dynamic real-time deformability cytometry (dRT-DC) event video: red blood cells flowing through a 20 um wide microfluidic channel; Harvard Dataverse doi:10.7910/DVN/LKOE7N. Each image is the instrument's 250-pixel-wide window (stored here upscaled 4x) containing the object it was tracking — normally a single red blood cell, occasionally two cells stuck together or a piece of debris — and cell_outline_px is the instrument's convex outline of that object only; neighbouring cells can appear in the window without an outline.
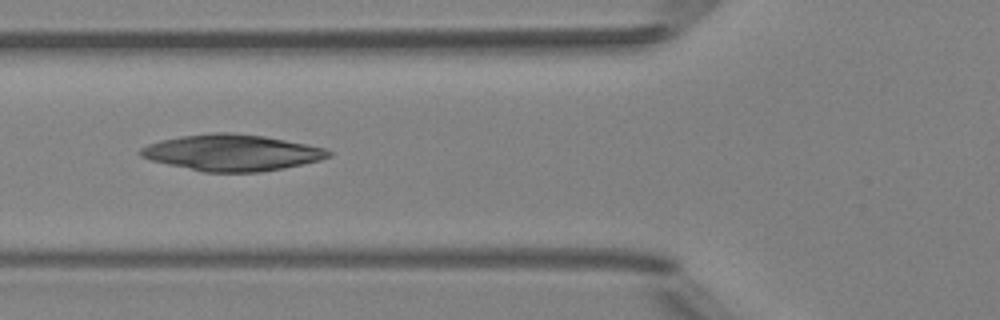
{"species": "Egyptian fruit bat (a non-hibernating species)", "species_latin": "Rousettus aegyptiacus", "temperature_condition": "room temperature", "stored_images_in_passage": 6, "camera_frame_rate_fps": 3000, "um_per_image_px": 0.085, "animal": {"sex": "female"}, "frame": {"image": 1, "passage_image": 5, "time_ms": 5.333, "image_size_px": [1000, 320], "cell_outline_px": [[332, 156], [320, 160], [284, 168], [260, 172], [204, 172], [168, 164], [152, 160], [140, 156], [140, 148], [148, 144], [160, 140], [180, 136], [216, 132], [232, 132], [264, 136], [324, 148], [332, 152]], "centroid_in_image_um": [19.71, 12.97], "position_along_channel_um": 106.1, "area_um2": 39.54}}
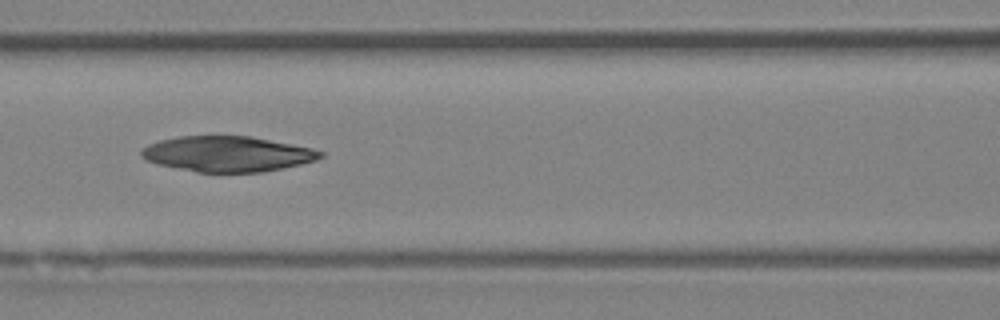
{"frame": {"image": 2, "passage_image": 6, "time_ms": 6.333, "image_size_px": [1000, 320], "cell_outline_px": [[324, 156], [316, 160], [300, 164], [264, 172], [196, 172], [156, 164], [144, 160], [140, 156], [140, 152], [148, 144], [160, 140], [180, 136], [252, 136], [312, 148], [324, 152]], "centroid_in_image_um": [19.31, 13.08], "position_along_channel_um": 147.3, "area_um2": 37.11}}